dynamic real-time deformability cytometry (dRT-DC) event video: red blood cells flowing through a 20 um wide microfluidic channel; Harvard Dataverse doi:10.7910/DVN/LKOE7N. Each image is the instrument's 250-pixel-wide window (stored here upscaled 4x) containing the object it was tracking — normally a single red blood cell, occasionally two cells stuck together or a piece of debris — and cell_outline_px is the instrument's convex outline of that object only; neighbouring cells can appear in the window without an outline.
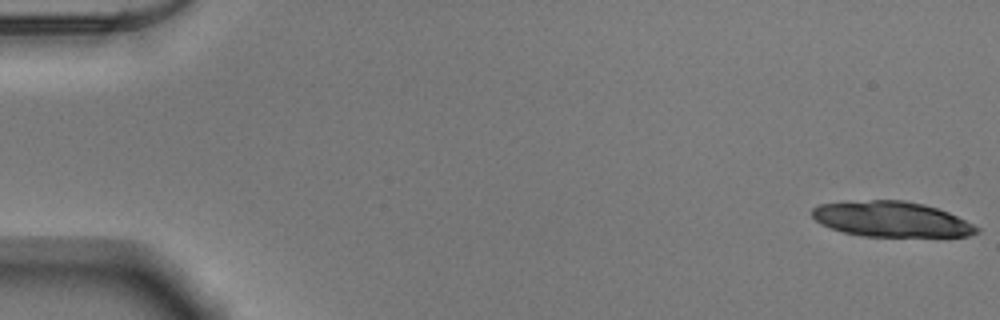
{"species": "Egyptian fruit bat (a non-hibernating species)", "species_latin": "Rousettus aegyptiacus", "temperature_condition": "warm", "stored_images_in_passage": 32, "camera_frame_rate_fps": 3000, "um_per_image_px": 0.085, "animal": {"sex": "male"}, "frame": {"image": 1, "passage_image": 1, "time_ms": 0.0, "image_size_px": [1000, 320], "cell_outline_px": [[980, 232], [968, 236], [864, 236], [844, 232], [820, 224], [812, 216], [812, 208], [820, 204], [844, 200], [904, 200], [924, 204], [948, 212], [980, 228]], "centroid_in_image_um": [75.73, 18.61], "position_along_channel_um": 9.3, "area_um2": 33.93}}
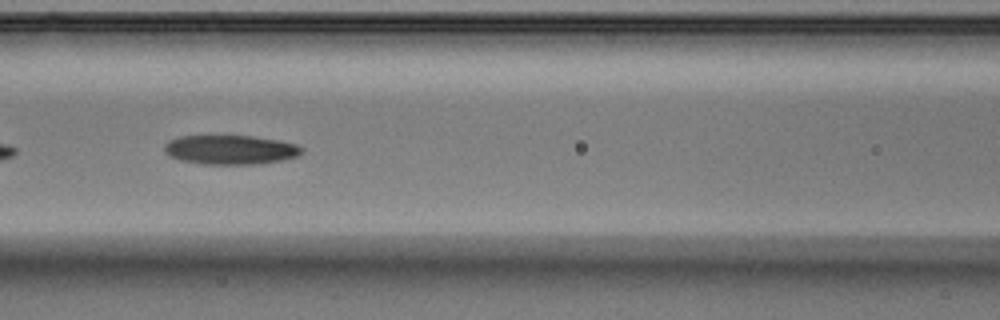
{"frame": {"image": 2, "passage_image": 24, "time_ms": 7.667, "image_size_px": [1000, 320], "cell_outline_px": [[304, 152], [300, 156], [284, 160], [260, 164], [204, 164], [180, 160], [168, 156], [164, 152], [164, 144], [168, 140], [180, 136], [252, 136], [280, 140], [296, 144], [304, 148]], "centroid_in_image_um": [19.62, 12.73], "position_along_channel_um": 147.0, "area_um2": 23.81}}